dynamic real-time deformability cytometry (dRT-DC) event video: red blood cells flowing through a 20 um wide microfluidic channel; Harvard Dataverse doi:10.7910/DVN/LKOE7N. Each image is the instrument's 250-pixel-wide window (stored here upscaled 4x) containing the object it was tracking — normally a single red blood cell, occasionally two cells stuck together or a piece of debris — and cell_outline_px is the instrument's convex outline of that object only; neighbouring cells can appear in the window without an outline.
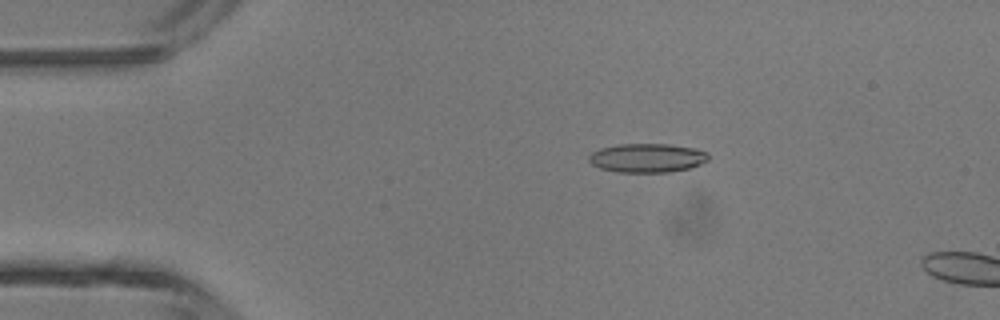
{"species": "common noctule bat (a hibernating species)", "species_latin": "Nyctalus noctula", "temperature_condition": "room temperature", "stored_images_in_passage": 3, "camera_frame_rate_fps": 3000, "um_per_image_px": 0.085, "animal": {"sex": "male", "body_mass_g": 13.3}, "frame": {"image": 1, "passage_image": 2, "time_ms": 0.333, "image_size_px": [1000, 320], "cell_outline_px": [[708, 160], [692, 168], [668, 172], [616, 172], [600, 168], [592, 164], [588, 160], [588, 156], [592, 152], [600, 148], [616, 144], [668, 144], [692, 148], [708, 152]], "centroid_in_image_um": [54.99, 13.42], "position_along_channel_um": 30.0, "area_um2": 20.23}}